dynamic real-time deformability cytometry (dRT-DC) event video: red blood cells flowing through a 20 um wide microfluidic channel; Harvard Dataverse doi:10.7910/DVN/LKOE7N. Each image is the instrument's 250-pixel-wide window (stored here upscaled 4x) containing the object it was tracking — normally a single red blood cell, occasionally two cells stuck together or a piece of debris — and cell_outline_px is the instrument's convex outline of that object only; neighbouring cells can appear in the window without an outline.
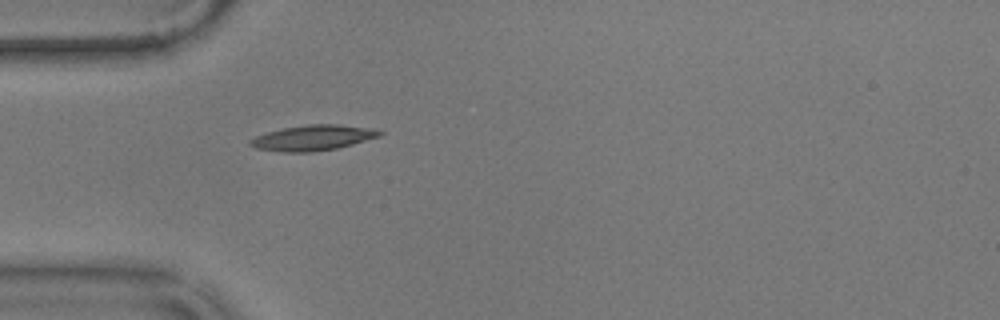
{"species": "common noctule bat (a hibernating species)", "species_latin": "Nyctalus noctula", "temperature_condition": "warm", "stored_images_in_passage": 18, "camera_frame_rate_fps": 3000, "um_per_image_px": 0.085, "animal": {"sex": "male", "body_mass_g": 17.9}, "frame": {"image": 1, "passage_image": 1, "time_ms": 0.0, "image_size_px": [1000, 320], "cell_outline_px": [[384, 132], [380, 136], [352, 144], [336, 148], [312, 152], [284, 152], [256, 148], [248, 144], [248, 140], [256, 136], [268, 132], [284, 128], [308, 124], [336, 124], [376, 128]], "centroid_in_image_um": [26.62, 11.7], "position_along_channel_um": 58.4, "area_um2": 19.13}}
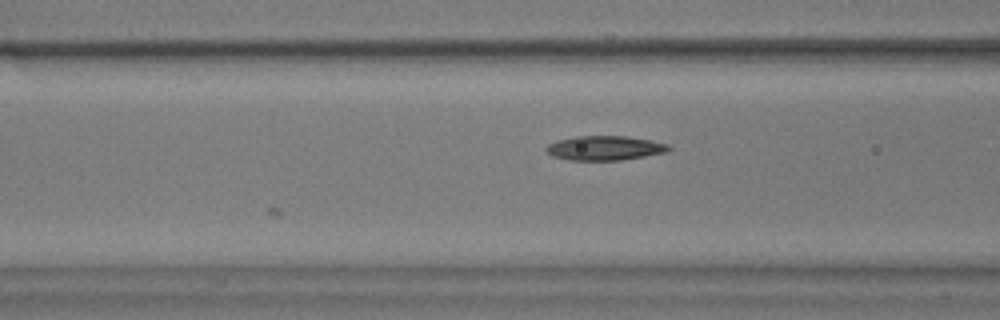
{"frame": {"image": 2, "passage_image": 6, "time_ms": 1.667, "image_size_px": [1000, 320], "cell_outline_px": [[672, 148], [668, 152], [620, 160], [572, 160], [552, 156], [544, 148], [548, 144], [556, 140], [576, 136], [628, 136], [668, 144]], "centroid_in_image_um": [51.4, 12.58], "position_along_channel_um": 115.2, "area_um2": 17.4}}